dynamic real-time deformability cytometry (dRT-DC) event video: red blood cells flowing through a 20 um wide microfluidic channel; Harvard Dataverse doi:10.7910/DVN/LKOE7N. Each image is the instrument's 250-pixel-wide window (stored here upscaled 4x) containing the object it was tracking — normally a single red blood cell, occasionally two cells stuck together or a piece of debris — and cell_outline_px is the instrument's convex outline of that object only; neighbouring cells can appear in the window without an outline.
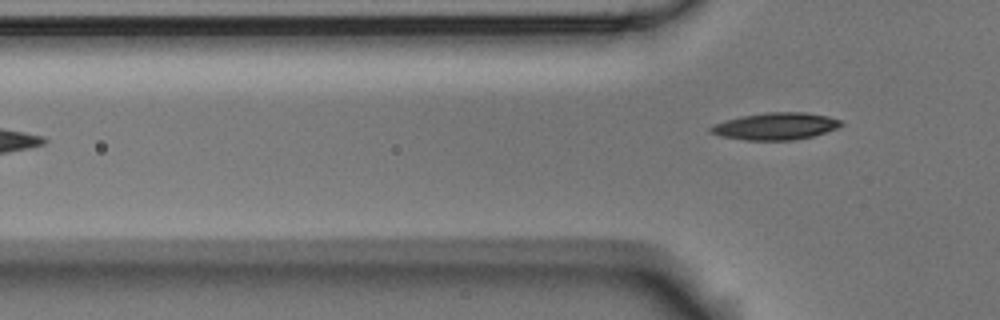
{"species": "Egyptian fruit bat (a non-hibernating species)", "species_latin": "Rousettus aegyptiacus", "temperature_condition": "room temperature", "stored_images_in_passage": 3, "segment_of_instrument_passage": [2, 2], "camera_frame_rate_fps": 3000, "um_per_image_px": 0.085, "animal": {"sex": "male"}, "frame": {"image": 1, "passage_image": 3, "time_ms": 3.0, "image_size_px": [1000, 320], "cell_outline_px": [[844, 124], [836, 128], [812, 136], [792, 140], [748, 140], [720, 136], [708, 132], [708, 128], [716, 124], [740, 116], [768, 112], [804, 112], [828, 116], [840, 120]], "centroid_in_image_um": [65.91, 10.72], "position_along_channel_um": 59.9, "area_um2": 20.35}}